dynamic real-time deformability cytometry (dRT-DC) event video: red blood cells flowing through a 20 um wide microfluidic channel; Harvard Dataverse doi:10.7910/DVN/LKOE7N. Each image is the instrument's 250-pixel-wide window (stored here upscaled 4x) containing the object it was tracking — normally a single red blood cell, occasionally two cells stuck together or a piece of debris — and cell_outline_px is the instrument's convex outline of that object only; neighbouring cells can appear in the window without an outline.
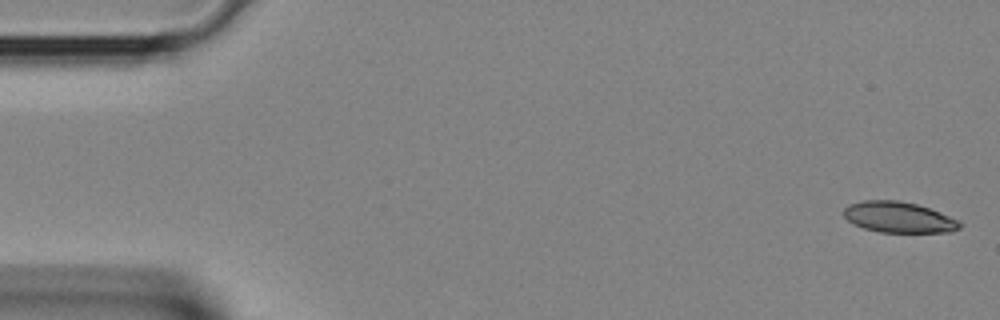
{"species": "Egyptian fruit bat (a non-hibernating species)", "species_latin": "Rousettus aegyptiacus", "temperature_condition": "room temperature", "stored_images_in_passage": 14, "camera_frame_rate_fps": 3000, "um_per_image_px": 0.085, "animal": {"sex": "female"}, "frame": {"image": 1, "passage_image": 1, "time_ms": 0.0, "image_size_px": [1000, 320], "cell_outline_px": [[960, 228], [952, 232], [880, 232], [864, 228], [852, 224], [844, 216], [844, 208], [848, 204], [864, 200], [896, 200], [916, 204], [940, 212], [960, 220]], "centroid_in_image_um": [76.38, 18.46], "position_along_channel_um": 8.6, "area_um2": 20.87}}
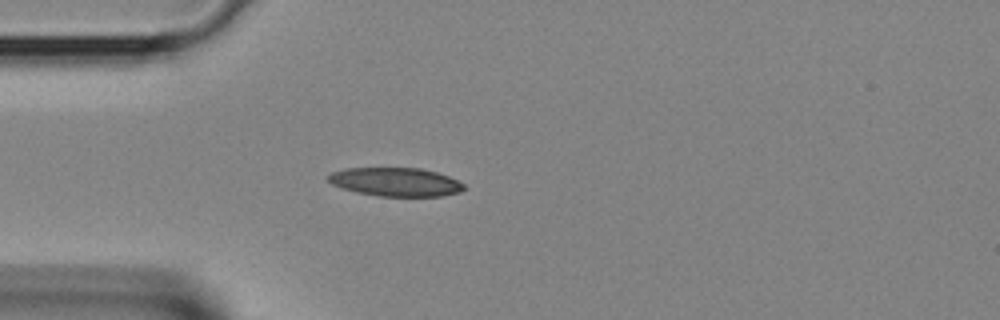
{"frame": {"image": 2, "passage_image": 10, "time_ms": 3.0, "image_size_px": [1000, 320], "cell_outline_px": [[468, 188], [460, 192], [440, 196], [380, 196], [356, 192], [332, 184], [328, 180], [328, 176], [332, 172], [344, 168], [420, 168], [436, 172], [448, 176], [464, 184]], "centroid_in_image_um": [33.65, 15.46], "position_along_channel_um": 51.3, "area_um2": 22.54}}
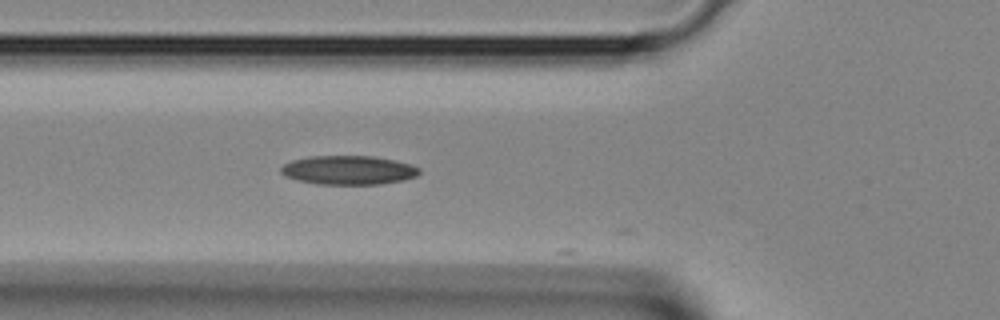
{"frame": {"image": 3, "passage_image": 13, "time_ms": 4.0, "image_size_px": [1000, 320], "cell_outline_px": [[420, 172], [416, 176], [404, 180], [380, 184], [320, 184], [300, 180], [284, 176], [280, 172], [280, 168], [284, 164], [292, 160], [308, 156], [372, 156], [392, 160], [408, 164], [420, 168]], "centroid_in_image_um": [29.6, 14.46], "position_along_channel_um": 96.2, "area_um2": 23.18}}